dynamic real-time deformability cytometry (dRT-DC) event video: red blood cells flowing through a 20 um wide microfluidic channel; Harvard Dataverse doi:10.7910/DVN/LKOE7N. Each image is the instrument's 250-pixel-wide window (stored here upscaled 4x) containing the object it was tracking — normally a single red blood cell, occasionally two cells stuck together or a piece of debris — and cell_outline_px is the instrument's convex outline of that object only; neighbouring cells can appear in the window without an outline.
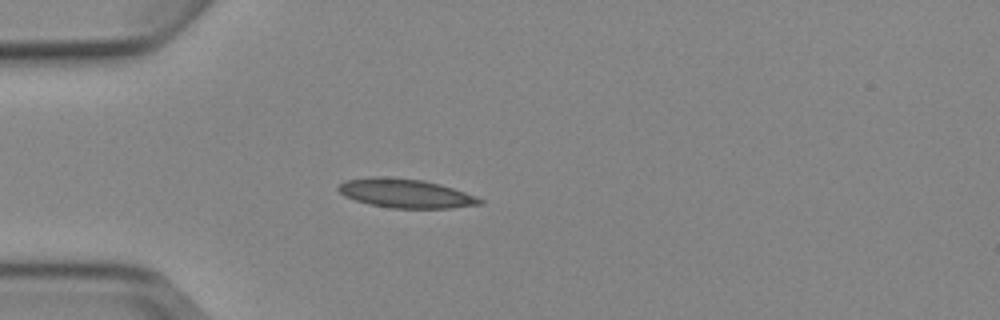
{"species": "Egyptian fruit bat (a non-hibernating species)", "species_latin": "Rousettus aegyptiacus", "temperature_condition": "cold", "stored_images_in_passage": 5, "camera_frame_rate_fps": 3000, "um_per_image_px": 0.085, "animal": {"sex": "female"}, "frame": {"image": 1, "passage_image": 4, "time_ms": 3.667, "image_size_px": [1000, 320], "cell_outline_px": [[484, 204], [452, 208], [392, 208], [368, 204], [344, 196], [336, 188], [344, 180], [376, 176], [424, 180], [440, 184], [476, 196], [484, 200]], "centroid_in_image_um": [34.48, 16.44], "position_along_channel_um": 50.5, "area_um2": 23.87}}